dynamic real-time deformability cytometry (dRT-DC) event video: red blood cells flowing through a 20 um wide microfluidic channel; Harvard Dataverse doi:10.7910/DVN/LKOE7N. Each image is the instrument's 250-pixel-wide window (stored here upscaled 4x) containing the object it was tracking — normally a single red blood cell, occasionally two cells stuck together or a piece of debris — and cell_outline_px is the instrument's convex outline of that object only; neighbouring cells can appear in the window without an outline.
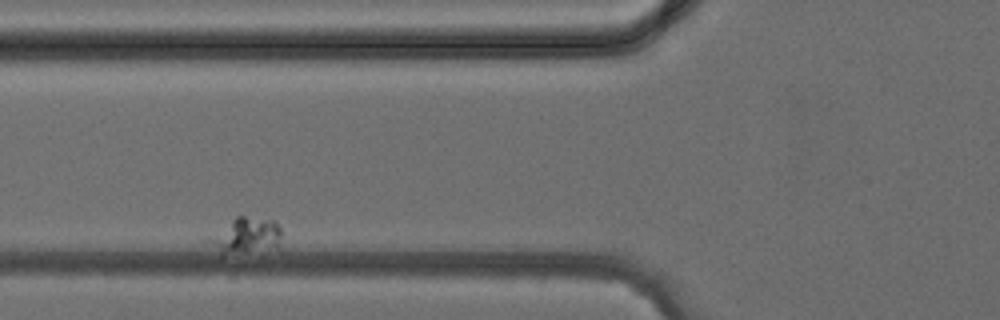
{"species": "common noctule bat (a hibernating species)", "species_latin": "Nyctalus noctula", "temperature_condition": "cold", "stored_images_in_passage": 44, "camera_frame_rate_fps": 3000, "um_per_image_px": 0.085, "animal": {"sex": "female", "body_mass_g": 24.6, "forearm_length_mm": 56.2}, "frame": {"image": 1, "passage_image": 18, "time_ms": 5.667, "image_size_px": [1000, 320], "cell_outline_px": [[280, 236], [276, 248], [224, 252], [208, 240], [236, 216], [244, 216], [276, 220], [280, 228]], "centroid_in_image_um": [21.03, 19.95], "position_along_channel_um": 104.8, "area_um2": 13.87}}
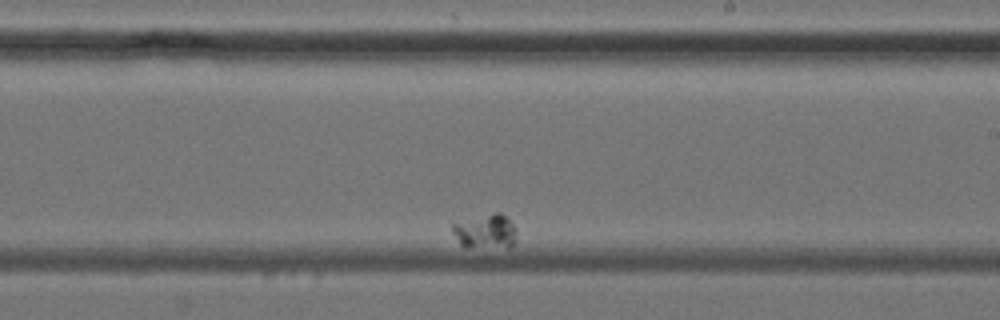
{"frame": {"image": 2, "passage_image": 33, "time_ms": 10.667, "image_size_px": [1000, 320], "cell_outline_px": [[516, 240], [508, 248], [464, 248], [460, 244], [452, 232], [452, 224], [496, 212], [500, 212], [516, 228]], "centroid_in_image_um": [41.27, 19.73], "position_along_channel_um": 247.7, "area_um2": 12.95}}
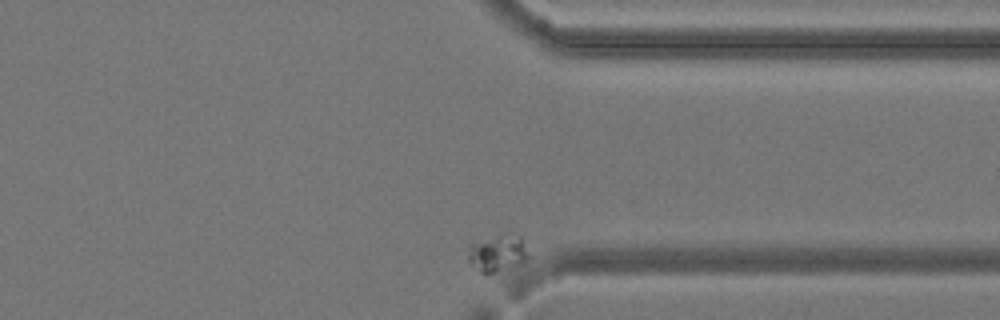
{"frame": {"image": 3, "passage_image": 44, "time_ms": 14.333, "image_size_px": [1000, 320], "cell_outline_px": [[532, 256], [524, 264], [492, 272], [480, 272], [468, 260], [468, 244], [472, 240], [500, 232], [508, 232], [520, 236]], "centroid_in_image_um": [42.32, 21.43], "position_along_channel_um": 369.1, "area_um2": 13.87}}